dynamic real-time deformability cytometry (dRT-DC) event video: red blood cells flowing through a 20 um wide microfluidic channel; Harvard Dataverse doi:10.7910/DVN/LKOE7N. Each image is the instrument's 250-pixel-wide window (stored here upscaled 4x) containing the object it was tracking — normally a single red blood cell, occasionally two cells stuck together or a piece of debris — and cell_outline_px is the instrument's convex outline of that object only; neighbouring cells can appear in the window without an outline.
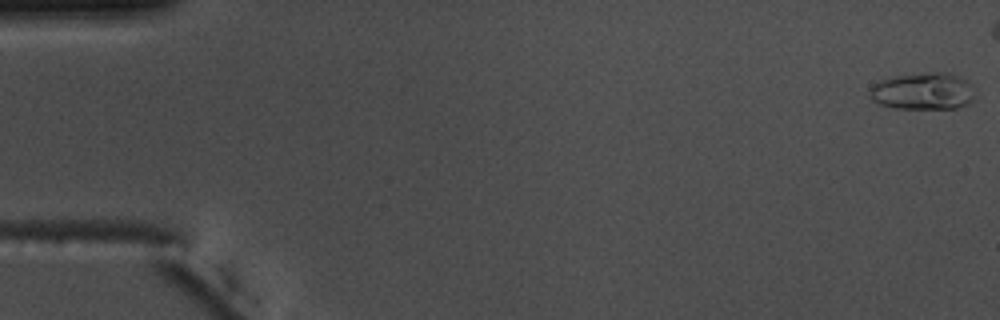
{"species": "common noctule bat (a hibernating species)", "species_latin": "Nyctalus noctula", "temperature_condition": "warm", "stored_images_in_passage": 48, "segment_of_instrument_passage": [1, 2], "camera_frame_rate_fps": 3000, "um_per_image_px": 0.085, "animal": {"sex": "male", "body_mass_g": 17.5, "forearm_length_mm": 52.3}, "frame": {"image": 1, "passage_image": 1, "time_ms": 0.0, "image_size_px": [1000, 320], "cell_outline_px": [[972, 100], [968, 104], [956, 108], [896, 108], [880, 104], [872, 100], [868, 92], [868, 88], [872, 84], [880, 80], [892, 76], [932, 72], [948, 72], [960, 76], [968, 80], [972, 96]], "centroid_in_image_um": [78.39, 7.74], "position_along_channel_um": 6.6, "area_um2": 22.72}}
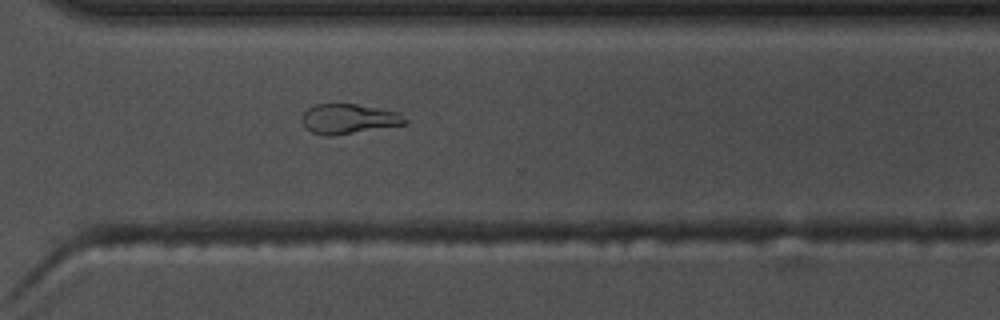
{"frame": {"image": 2, "passage_image": 40, "time_ms": 13.0, "image_size_px": [1000, 320], "cell_outline_px": [[408, 124], [332, 136], [324, 136], [312, 132], [304, 128], [300, 120], [304, 112], [308, 108], [316, 104], [356, 104], [400, 112], [408, 120]], "centroid_in_image_um": [29.64, 10.11], "position_along_channel_um": 341.0, "area_um2": 18.21}}
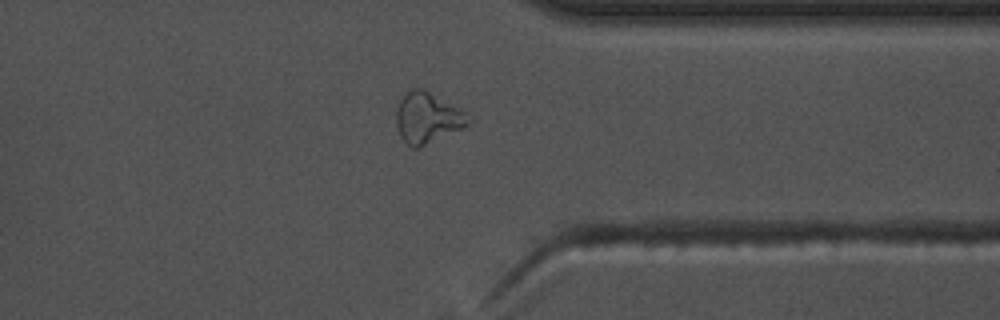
{"frame": {"image": 3, "passage_image": 43, "time_ms": 14.0, "image_size_px": [1000, 320], "cell_outline_px": [[468, 124], [460, 128], [416, 148], [412, 148], [400, 136], [396, 124], [396, 108], [400, 100], [412, 88], [424, 88], [460, 108], [464, 112], [468, 120]], "centroid_in_image_um": [36.27, 9.98], "position_along_channel_um": 375.1, "area_um2": 20.69}}